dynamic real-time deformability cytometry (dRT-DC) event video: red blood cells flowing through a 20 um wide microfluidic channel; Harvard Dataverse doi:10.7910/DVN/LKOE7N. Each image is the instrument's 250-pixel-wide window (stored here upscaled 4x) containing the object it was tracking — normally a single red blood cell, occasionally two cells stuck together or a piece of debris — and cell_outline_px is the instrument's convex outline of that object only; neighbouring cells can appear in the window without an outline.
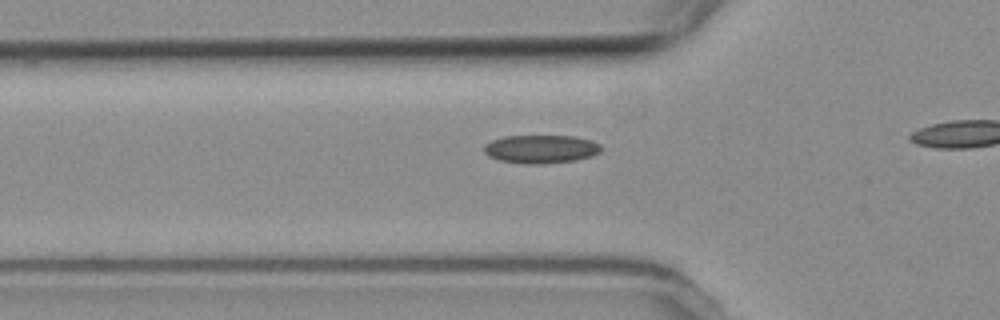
{"species": "common noctule bat (a hibernating species)", "species_latin": "Nyctalus noctula", "temperature_condition": "room temperature", "stored_images_in_passage": 24, "camera_frame_rate_fps": 3000, "um_per_image_px": 0.085, "animal": {"sex": "female", "body_mass_g": 19.3, "forearm_length_mm": 54.1}, "frame": {"image": 1, "passage_image": 9, "time_ms": 2.667, "image_size_px": [1000, 320], "cell_outline_px": [[600, 152], [592, 156], [576, 160], [540, 164], [524, 164], [500, 160], [488, 156], [484, 152], [484, 144], [492, 140], [504, 136], [572, 136], [588, 140], [600, 144]], "centroid_in_image_um": [45.94, 12.67], "position_along_channel_um": 79.9, "area_um2": 19.25}}
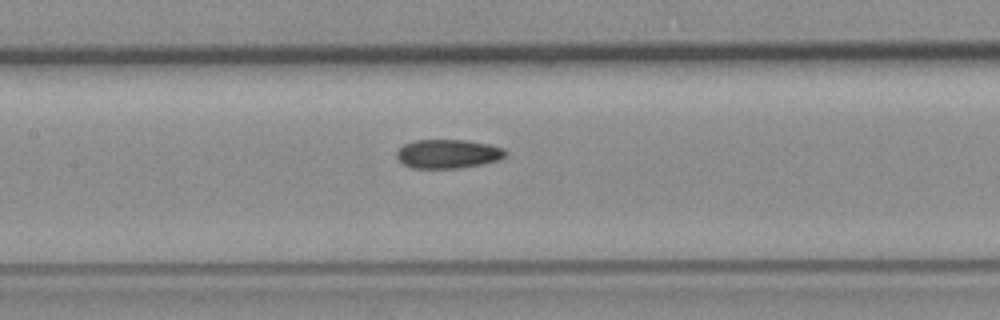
{"frame": {"image": 2, "passage_image": 16, "time_ms": 5.0, "image_size_px": [1000, 320], "cell_outline_px": [[504, 156], [496, 160], [480, 164], [460, 168], [412, 168], [404, 164], [396, 156], [396, 152], [404, 144], [416, 140], [464, 140], [488, 144], [504, 148]], "centroid_in_image_um": [38.03, 13.07], "position_along_channel_um": 169.4, "area_um2": 18.03}}
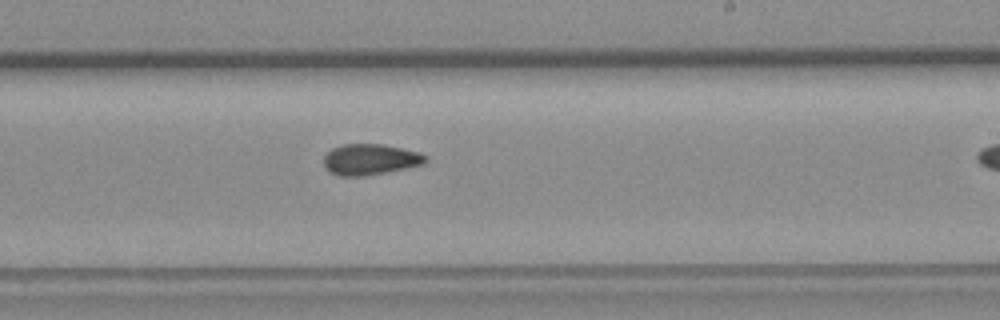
{"frame": {"image": 3, "passage_image": 23, "time_ms": 7.333, "image_size_px": [1000, 320], "cell_outline_px": [[428, 160], [424, 164], [388, 172], [364, 176], [336, 176], [328, 172], [324, 168], [324, 156], [332, 148], [344, 144], [384, 144], [420, 152], [428, 156]], "centroid_in_image_um": [31.47, 13.56], "position_along_channel_um": 257.5, "area_um2": 18.67}}